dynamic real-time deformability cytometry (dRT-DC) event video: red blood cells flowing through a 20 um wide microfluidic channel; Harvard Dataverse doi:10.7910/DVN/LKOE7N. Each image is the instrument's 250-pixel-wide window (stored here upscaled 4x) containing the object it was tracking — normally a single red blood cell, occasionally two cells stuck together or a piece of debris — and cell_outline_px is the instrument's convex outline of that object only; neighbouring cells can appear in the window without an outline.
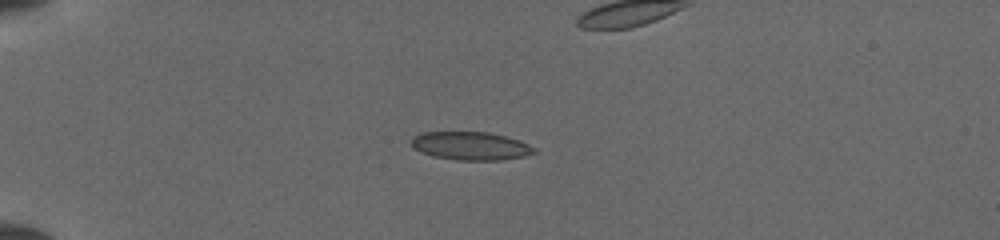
{"species": "common noctule bat (a hibernating species)", "species_latin": "Nyctalus noctula", "temperature_condition": "cold", "stored_images_in_passage": 38, "camera_frame_rate_fps": 3000, "um_per_image_px": 0.085, "animal": {"sex": "female", "body_mass_g": 19.5, "forearm_length_mm": 54.1}, "frame": {"image": 1, "passage_image": 1, "time_ms": 0.0, "image_size_px": [1000, 240], "cell_outline_px": [[540, 152], [524, 156], [500, 160], [456, 160], [432, 156], [420, 152], [412, 148], [412, 136], [424, 132], [488, 132], [520, 140], [536, 148]], "centroid_in_image_um": [40.02, 12.41], "position_along_channel_um": 45.0, "area_um2": 20.4}}
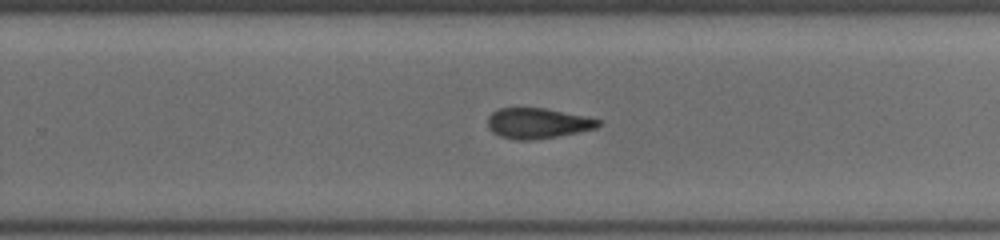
{"frame": {"image": 2, "passage_image": 21, "time_ms": 6.667, "image_size_px": [1000, 240], "cell_outline_px": [[600, 124], [596, 128], [556, 136], [528, 140], [516, 140], [500, 136], [492, 132], [488, 128], [488, 116], [492, 112], [500, 108], [544, 108], [584, 116], [600, 120]], "centroid_in_image_um": [45.65, 10.47], "position_along_channel_um": 284.2, "area_um2": 19.31}}
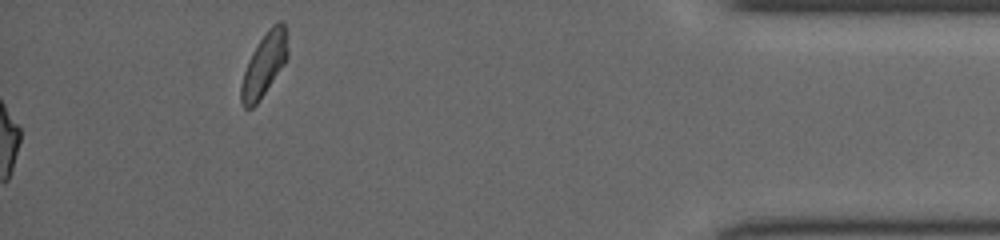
{"frame": {"image": 3, "passage_image": 38, "time_ms": 12.333, "image_size_px": [1000, 240], "cell_outline_px": [[288, 56], [284, 64], [256, 104], [252, 108], [244, 108], [240, 104], [240, 84], [248, 60], [256, 44], [268, 28], [272, 24], [280, 20], [284, 20], [288, 52]], "centroid_in_image_um": [22.43, 5.47], "position_along_channel_um": 412.8, "area_um2": 17.17}}